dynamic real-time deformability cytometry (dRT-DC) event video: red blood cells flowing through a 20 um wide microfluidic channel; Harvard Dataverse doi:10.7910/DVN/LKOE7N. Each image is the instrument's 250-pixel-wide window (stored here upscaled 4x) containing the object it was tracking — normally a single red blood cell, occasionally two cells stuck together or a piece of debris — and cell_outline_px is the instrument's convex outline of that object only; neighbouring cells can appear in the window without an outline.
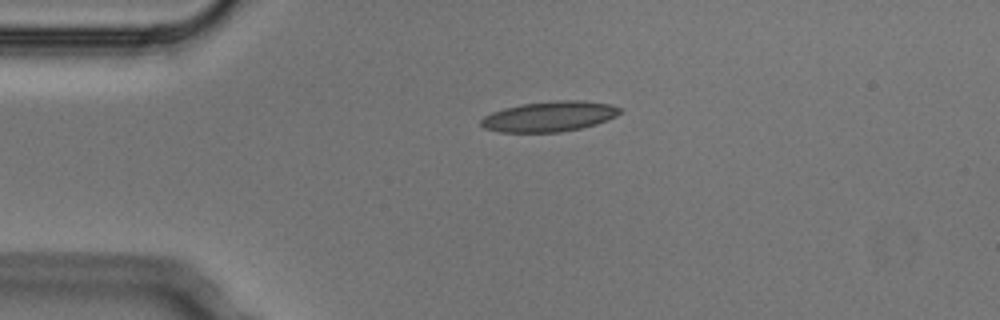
{"species": "Egyptian fruit bat (a non-hibernating species)", "species_latin": "Rousettus aegyptiacus", "temperature_condition": "cold", "stored_images_in_passage": 3, "camera_frame_rate_fps": 3000, "um_per_image_px": 0.085, "animal": {"sex": "male"}, "frame": {"image": 1, "passage_image": 1, "time_ms": 0.0, "image_size_px": [1000, 320], "cell_outline_px": [[620, 112], [616, 116], [608, 120], [596, 124], [580, 128], [560, 132], [500, 132], [484, 128], [480, 124], [480, 120], [484, 116], [492, 112], [504, 108], [520, 104], [556, 100], [584, 100], [608, 104], [620, 108]], "centroid_in_image_um": [46.67, 9.89], "position_along_channel_um": 38.3, "area_um2": 24.51}}
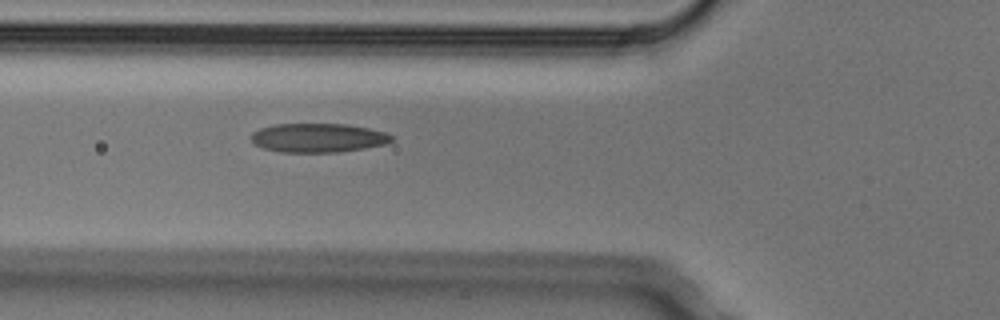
{"frame": {"image": 2, "passage_image": 3, "time_ms": 0.667, "image_size_px": [1000, 320], "cell_outline_px": [[392, 140], [388, 144], [340, 152], [280, 152], [264, 148], [256, 144], [252, 140], [252, 132], [260, 128], [276, 124], [348, 124], [368, 128], [384, 132], [392, 136]], "centroid_in_image_um": [27.06, 11.71], "position_along_channel_um": 98.7, "area_um2": 23.64}}